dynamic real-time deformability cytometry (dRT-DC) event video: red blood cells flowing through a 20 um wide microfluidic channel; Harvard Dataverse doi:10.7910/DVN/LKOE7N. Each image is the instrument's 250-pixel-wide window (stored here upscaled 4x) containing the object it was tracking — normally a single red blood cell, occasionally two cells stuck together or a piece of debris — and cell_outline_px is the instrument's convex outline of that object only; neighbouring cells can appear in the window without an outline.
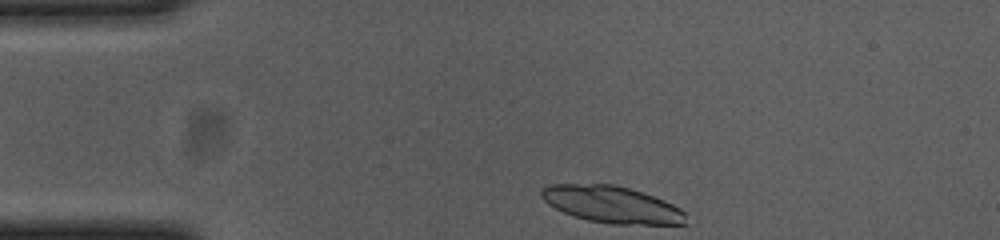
{"species": "common noctule bat (a hibernating species)", "species_latin": "Nyctalus noctula", "temperature_condition": "cold", "stored_images_in_passage": 36, "camera_frame_rate_fps": 3000, "um_per_image_px": 0.085, "animal": {"sex": "female", "body_mass_g": 23.0, "forearm_length_mm": 53.4}, "frame": {"image": 1, "passage_image": 1, "time_ms": 0.0, "image_size_px": [1000, 240], "cell_outline_px": [[684, 224], [612, 224], [588, 220], [564, 212], [548, 204], [540, 196], [540, 188], [548, 184], [612, 184], [628, 188], [664, 200], [680, 208], [684, 212]], "centroid_in_image_um": [51.94, 17.37], "position_along_channel_um": 33.1, "area_um2": 30.63}}